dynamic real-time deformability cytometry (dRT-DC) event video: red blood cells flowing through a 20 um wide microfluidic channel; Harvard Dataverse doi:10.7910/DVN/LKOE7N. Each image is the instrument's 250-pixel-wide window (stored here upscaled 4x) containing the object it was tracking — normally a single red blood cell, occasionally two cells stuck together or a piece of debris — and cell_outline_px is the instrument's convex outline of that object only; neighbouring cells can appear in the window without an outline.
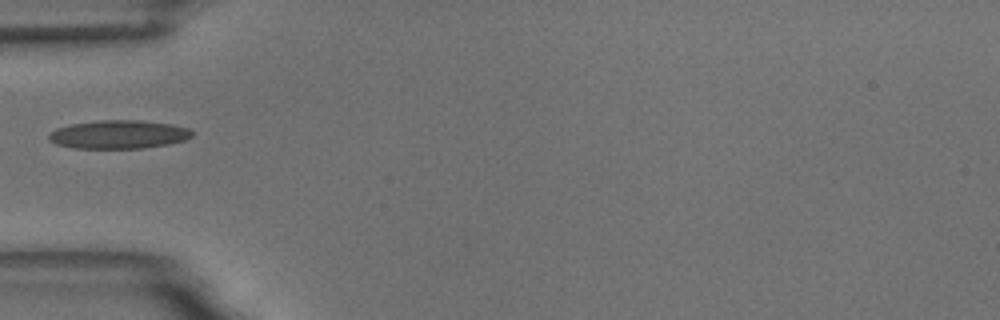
{"species": "common noctule bat (a hibernating species)", "species_latin": "Nyctalus noctula", "temperature_condition": "room temperature", "stored_images_in_passage": 10, "camera_frame_rate_fps": 3000, "um_per_image_px": 0.085, "animal": {"sex": "male", "body_mass_g": 18.8}, "frame": {"image": 1, "passage_image": 1, "time_ms": 0.0, "image_size_px": [1000, 320], "cell_outline_px": [[192, 136], [184, 140], [168, 144], [140, 148], [76, 148], [56, 144], [48, 140], [48, 136], [56, 128], [72, 124], [100, 120], [140, 120], [172, 124], [188, 128], [192, 132]], "centroid_in_image_um": [10.08, 11.42], "position_along_channel_um": 74.9, "area_um2": 23.58}}
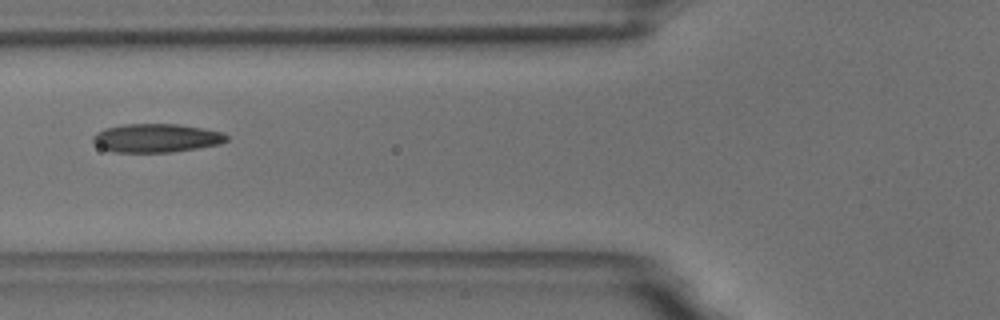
{"frame": {"image": 2, "passage_image": 4, "time_ms": 1.0, "image_size_px": [1000, 320], "cell_outline_px": [[228, 140], [220, 144], [172, 152], [112, 152], [100, 148], [92, 140], [92, 136], [96, 132], [104, 128], [124, 124], [180, 124], [204, 128], [224, 132], [228, 136]], "centroid_in_image_um": [13.28, 11.73], "position_along_channel_um": 112.5, "area_um2": 22.48}}